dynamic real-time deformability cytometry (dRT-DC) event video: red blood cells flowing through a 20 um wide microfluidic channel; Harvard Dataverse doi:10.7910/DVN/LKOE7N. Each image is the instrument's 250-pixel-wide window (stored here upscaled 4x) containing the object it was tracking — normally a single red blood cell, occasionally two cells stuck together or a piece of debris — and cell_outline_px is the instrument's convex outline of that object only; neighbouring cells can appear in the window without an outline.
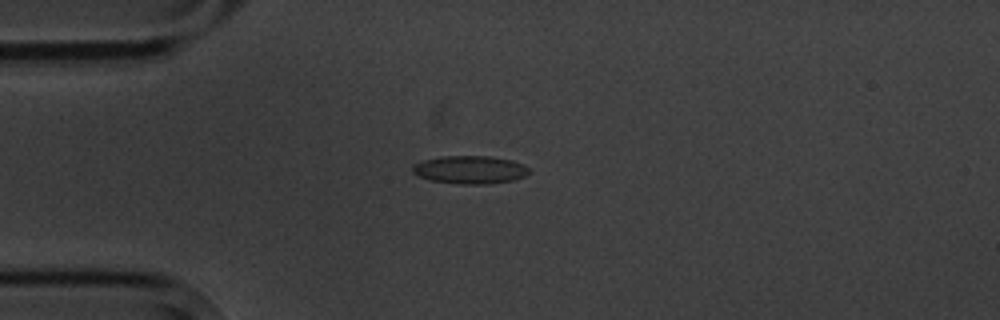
{"species": "common noctule bat (a hibernating species)", "species_latin": "Nyctalus noctula", "temperature_condition": "cold", "stored_images_in_passage": 12, "camera_frame_rate_fps": 3000, "um_per_image_px": 0.085, "animal": {"sex": "male", "body_mass_g": 20.1, "forearm_length_mm": 53.5}, "frame": {"image": 1, "passage_image": 1, "time_ms": 0.0, "image_size_px": [1000, 320], "cell_outline_px": [[528, 172], [524, 176], [512, 180], [488, 184], [460, 184], [432, 180], [420, 176], [412, 172], [412, 164], [424, 160], [440, 156], [488, 156], [512, 160], [524, 164], [528, 168]], "centroid_in_image_um": [39.93, 14.42], "position_along_channel_um": 45.1, "area_um2": 18.9}}
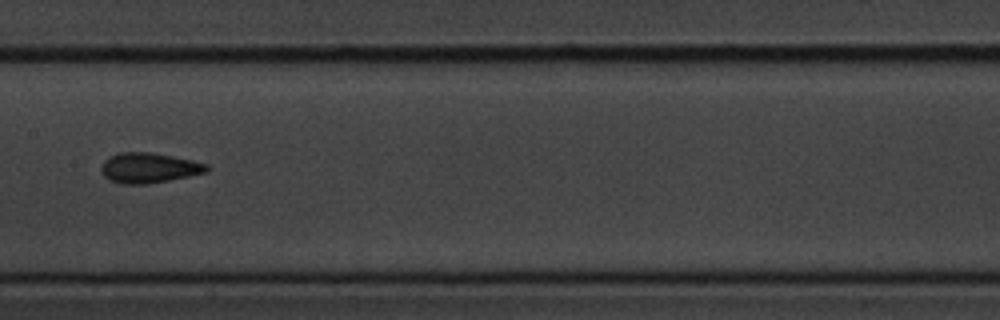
{"frame": {"image": 2, "passage_image": 5, "time_ms": 4.667, "image_size_px": [1000, 320], "cell_outline_px": [[208, 172], [168, 180], [144, 184], [124, 184], [108, 180], [100, 172], [100, 168], [104, 160], [120, 152], [152, 152], [192, 160], [208, 164]], "centroid_in_image_um": [12.63, 14.27], "position_along_channel_um": 194.8, "area_um2": 18.5}}
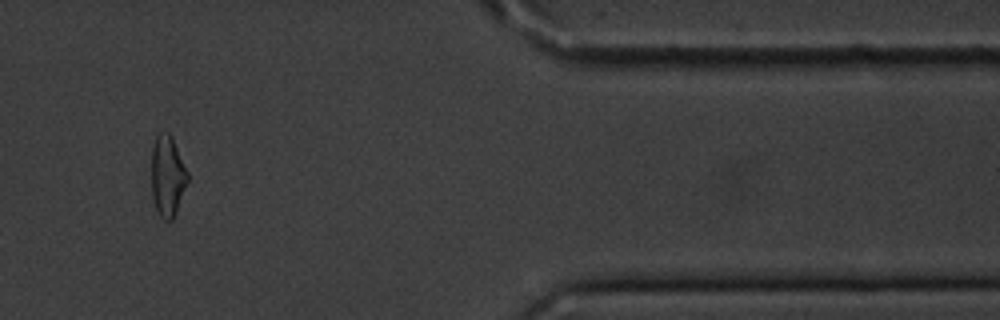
{"frame": {"image": 3, "passage_image": 10, "time_ms": 11.333, "image_size_px": [1000, 320], "cell_outline_px": [[188, 180], [176, 212], [172, 220], [164, 220], [160, 216], [156, 208], [152, 196], [152, 148], [156, 136], [168, 132], [172, 136], [188, 172]], "centroid_in_image_um": [14.24, 14.97], "position_along_channel_um": 397.2, "area_um2": 16.82}, "authors_computed_cell_mechanics": {"area_um2": 18.4093, "velocity_mm_per_s": 3.5341, "shape_relaxation_time_tau1_ms": 3.7602, "shape_relaxation_time_tau2_ms": 10.5119, "deformation_change_tau1": 0.0887, "deformation_change_tau2": 0.1727}}